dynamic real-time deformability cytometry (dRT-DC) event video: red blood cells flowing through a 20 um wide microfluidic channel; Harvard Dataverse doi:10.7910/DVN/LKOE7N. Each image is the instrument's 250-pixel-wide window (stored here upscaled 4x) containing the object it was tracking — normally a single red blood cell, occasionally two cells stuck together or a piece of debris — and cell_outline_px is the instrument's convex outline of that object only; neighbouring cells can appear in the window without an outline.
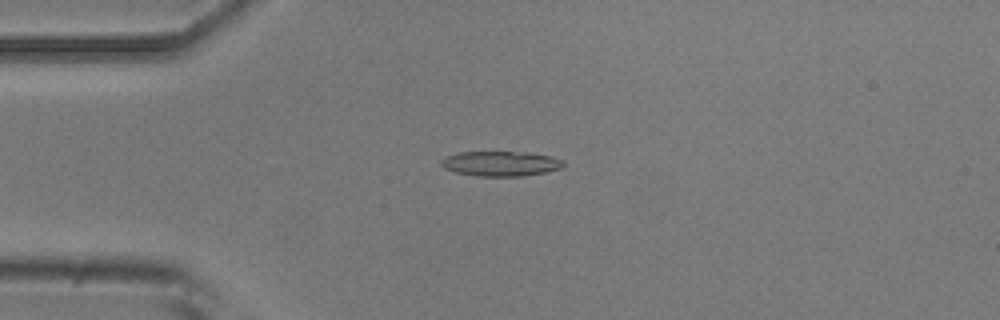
{"species": "common noctule bat (a hibernating species)", "species_latin": "Nyctalus noctula", "temperature_condition": "room temperature", "stored_images_in_passage": 6, "camera_frame_rate_fps": 3000, "um_per_image_px": 0.085, "animal": {"sex": "male", "body_mass_g": 20.5, "forearm_length_mm": 52.5}, "frame": {"image": 1, "passage_image": 4, "time_ms": 3.667, "image_size_px": [1000, 320], "cell_outline_px": [[564, 168], [544, 172], [520, 176], [476, 176], [456, 172], [444, 168], [440, 164], [440, 160], [444, 156], [456, 152], [528, 152], [552, 156], [564, 160]], "centroid_in_image_um": [42.55, 13.9], "position_along_channel_um": 42.5, "area_um2": 17.98}}
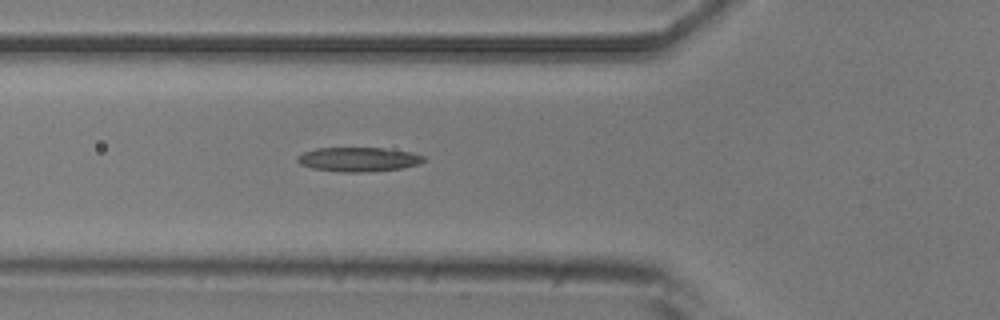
{"frame": {"image": 2, "passage_image": 6, "time_ms": 5.667, "image_size_px": [1000, 320], "cell_outline_px": [[424, 160], [420, 164], [400, 168], [364, 172], [344, 172], [312, 168], [300, 164], [296, 160], [296, 156], [304, 152], [316, 148], [384, 148], [412, 152], [424, 156]], "centroid_in_image_um": [30.45, 13.54], "position_along_channel_um": 95.3, "area_um2": 17.8}}